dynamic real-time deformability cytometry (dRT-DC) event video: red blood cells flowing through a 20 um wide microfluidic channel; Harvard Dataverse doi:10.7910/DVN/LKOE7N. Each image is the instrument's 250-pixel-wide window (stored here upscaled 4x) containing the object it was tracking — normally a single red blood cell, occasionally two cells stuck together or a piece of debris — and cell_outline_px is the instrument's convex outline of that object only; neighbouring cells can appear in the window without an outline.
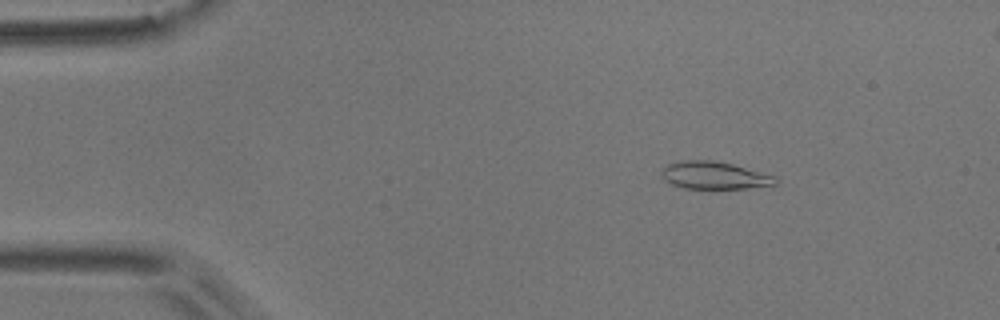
{"species": "common noctule bat (a hibernating species)", "species_latin": "Nyctalus noctula", "temperature_condition": "room temperature", "stored_images_in_passage": 54, "camera_frame_rate_fps": 3000, "um_per_image_px": 0.085, "animal": {"sex": "male", "body_mass_g": 17.9}, "frame": {"image": 1, "passage_image": 7, "time_ms": 2.0, "image_size_px": [1000, 320], "cell_outline_px": [[776, 184], [744, 188], [684, 188], [672, 184], [664, 180], [660, 176], [660, 172], [668, 164], [680, 160], [712, 160], [732, 164], [776, 176]], "centroid_in_image_um": [60.66, 14.9], "position_along_channel_um": 24.3, "area_um2": 18.09}}
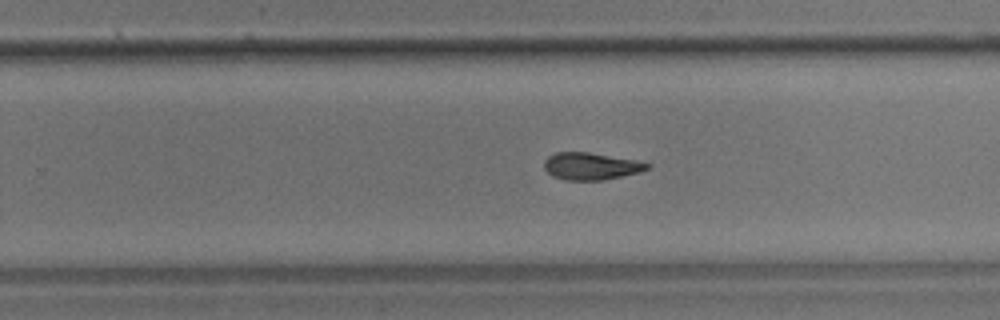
{"frame": {"image": 2, "passage_image": 33, "time_ms": 10.667, "image_size_px": [1000, 320], "cell_outline_px": [[652, 164], [648, 168], [640, 172], [604, 180], [564, 180], [552, 176], [544, 168], [544, 160], [548, 156], [556, 152], [588, 152], [632, 160]], "centroid_in_image_um": [50.18, 14.13], "position_along_channel_um": 279.6, "area_um2": 16.18}}
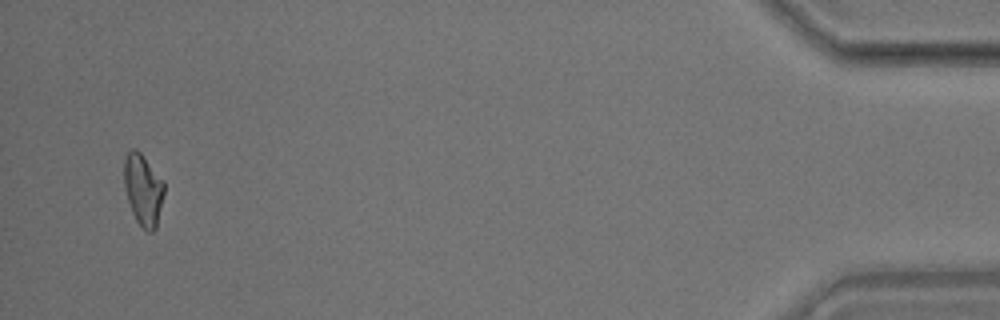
{"frame": {"image": 3, "passage_image": 51, "time_ms": 16.667, "image_size_px": [1000, 320], "cell_outline_px": [[164, 192], [156, 228], [152, 232], [148, 232], [136, 220], [132, 212], [128, 200], [124, 184], [124, 160], [128, 152], [132, 148], [136, 148], [140, 152], [164, 180]], "centroid_in_image_um": [12.17, 16.1], "position_along_channel_um": 423.0, "area_um2": 16.59}, "authors_computed_cell_mechanics": {"area_um2": 16.9932, "velocity_mm_per_s": 3.7285, "shape_relaxation_time_tau1_ms": 8.0549, "shape_relaxation_time_tau2_ms": 5.0893, "deformation_change_tau1": 0.1924, "deformation_change_tau2": 0.1254}}